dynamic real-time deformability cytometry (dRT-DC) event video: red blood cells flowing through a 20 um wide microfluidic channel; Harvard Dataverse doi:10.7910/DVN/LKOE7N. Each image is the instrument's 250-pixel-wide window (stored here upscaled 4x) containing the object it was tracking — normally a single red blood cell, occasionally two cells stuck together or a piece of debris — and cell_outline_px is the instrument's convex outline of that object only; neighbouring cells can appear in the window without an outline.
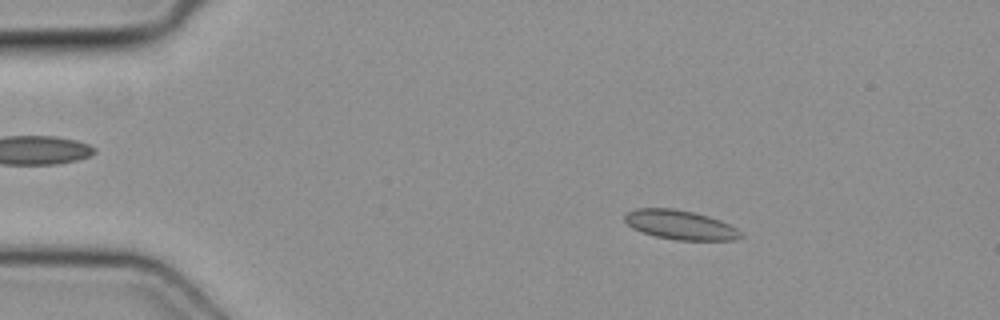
{"species": "common noctule bat (a hibernating species)", "species_latin": "Nyctalus noctula", "temperature_condition": "cold", "stored_images_in_passage": 12, "camera_frame_rate_fps": 3000, "um_per_image_px": 0.085, "animal": {"sex": "female", "body_mass_g": 19.3, "forearm_length_mm": 54.1}, "frame": {"image": 1, "passage_image": 8, "time_ms": 2.333, "image_size_px": [1000, 320], "cell_outline_px": [[744, 236], [736, 240], [676, 240], [656, 236], [632, 228], [624, 220], [624, 216], [628, 212], [636, 208], [672, 208], [692, 212], [708, 216], [720, 220], [744, 232]], "centroid_in_image_um": [57.86, 19.12], "position_along_channel_um": 27.1, "area_um2": 19.77}}